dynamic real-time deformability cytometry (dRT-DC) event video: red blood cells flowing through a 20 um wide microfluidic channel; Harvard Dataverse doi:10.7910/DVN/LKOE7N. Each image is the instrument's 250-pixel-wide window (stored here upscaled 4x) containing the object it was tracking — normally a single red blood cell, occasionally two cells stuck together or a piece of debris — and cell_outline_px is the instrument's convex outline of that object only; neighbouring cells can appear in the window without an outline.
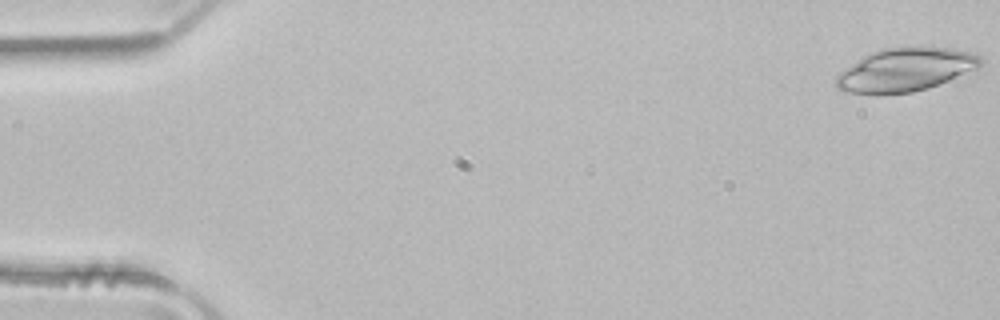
{"species": "common noctule bat (a hibernating species)", "species_latin": "Nyctalus noctula", "temperature_condition": "room temperature", "stored_images_in_passage": 49, "camera_frame_rate_fps": 3000, "um_per_image_px": 0.085, "animal": {"sex": "male", "body_mass_g": 21.5, "forearm_length_mm": 52.0}, "frame": {"image": 1, "passage_image": 1, "time_ms": 0.0, "image_size_px": [1000, 320], "cell_outline_px": [[984, 64], [980, 68], [928, 88], [912, 92], [884, 96], [872, 96], [844, 92], [836, 88], [836, 76], [840, 72], [864, 56], [880, 48], [948, 48], [972, 52], [984, 56]], "centroid_in_image_um": [76.97, 5.97], "position_along_channel_um": 8.0, "area_um2": 36.99}}
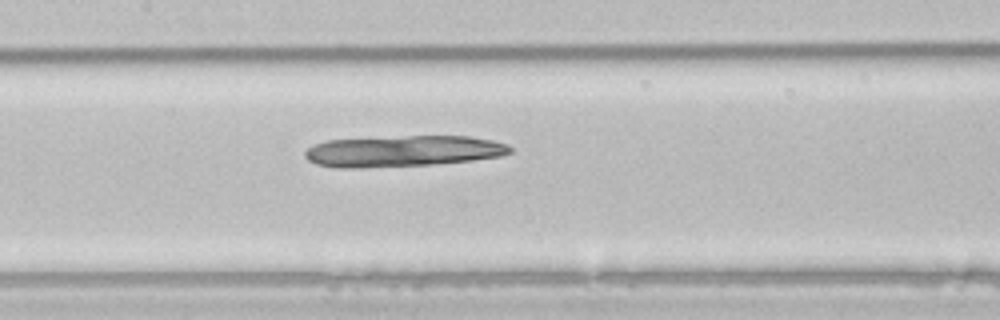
{"frame": {"image": 2, "passage_image": 24, "time_ms": 7.667, "image_size_px": [1000, 320], "cell_outline_px": [[512, 152], [500, 156], [472, 160], [432, 164], [360, 168], [332, 168], [316, 164], [308, 160], [304, 156], [304, 152], [312, 144], [328, 140], [408, 136], [472, 136], [492, 140], [508, 144], [512, 148]], "centroid_in_image_um": [34.23, 12.85], "position_along_channel_um": 173.2, "area_um2": 37.4}}
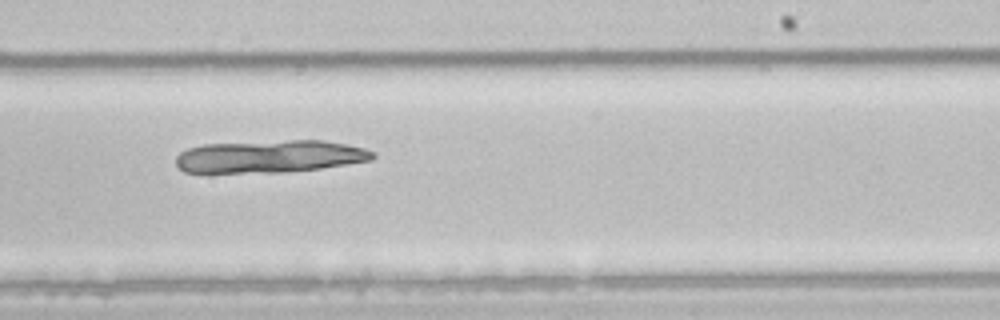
{"frame": {"image": 3, "passage_image": 31, "time_ms": 10.0, "image_size_px": [1000, 320], "cell_outline_px": [[376, 156], [372, 160], [320, 168], [288, 172], [184, 172], [176, 164], [176, 156], [180, 152], [188, 148], [204, 144], [288, 140], [324, 140], [348, 144], [364, 148], [376, 152]], "centroid_in_image_um": [22.97, 13.29], "position_along_channel_um": 266.0, "area_um2": 37.34}}